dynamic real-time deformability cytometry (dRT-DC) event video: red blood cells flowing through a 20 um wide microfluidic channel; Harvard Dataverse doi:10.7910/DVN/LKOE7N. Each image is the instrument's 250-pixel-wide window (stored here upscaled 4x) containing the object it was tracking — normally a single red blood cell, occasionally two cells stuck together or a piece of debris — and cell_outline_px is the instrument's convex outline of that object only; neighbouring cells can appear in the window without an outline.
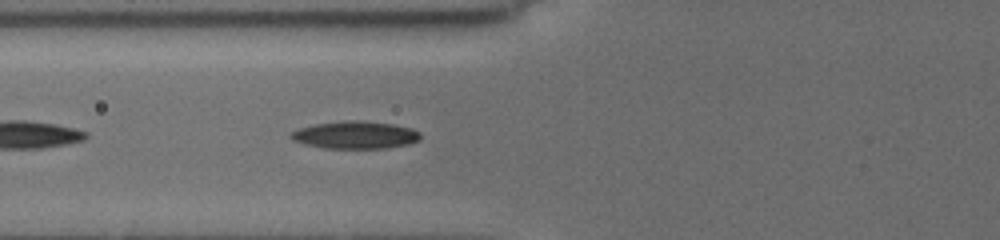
{"species": "common noctule bat (a hibernating species)", "species_latin": "Nyctalus noctula", "temperature_condition": "cold", "stored_images_in_passage": 9, "camera_frame_rate_fps": 3000, "um_per_image_px": 0.085, "animal": {"sex": "female", "body_mass_g": 19.5, "forearm_length_mm": 54.1}, "frame": {"image": 1, "passage_image": 9, "time_ms": 6.667, "image_size_px": [1000, 240], "cell_outline_px": [[420, 140], [408, 144], [388, 148], [324, 148], [304, 144], [292, 140], [288, 136], [288, 132], [300, 128], [316, 124], [348, 120], [360, 120], [392, 124], [412, 128], [420, 132]], "centroid_in_image_um": [30.18, 11.47], "position_along_channel_um": 95.6, "area_um2": 20.87}}